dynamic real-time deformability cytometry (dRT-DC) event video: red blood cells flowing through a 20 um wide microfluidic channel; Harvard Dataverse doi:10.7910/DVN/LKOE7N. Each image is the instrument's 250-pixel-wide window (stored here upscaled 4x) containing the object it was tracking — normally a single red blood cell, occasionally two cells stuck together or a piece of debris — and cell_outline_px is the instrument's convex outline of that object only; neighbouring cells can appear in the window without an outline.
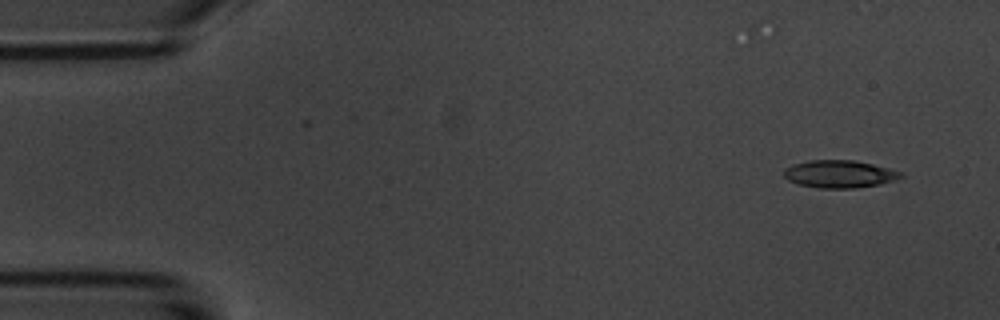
{"species": "common noctule bat (a hibernating species)", "species_latin": "Nyctalus noctula", "temperature_condition": "room temperature", "stored_images_in_passage": 12, "camera_frame_rate_fps": 3000, "um_per_image_px": 0.085, "animal": {"sex": "male", "body_mass_g": 20.1, "forearm_length_mm": 53.5}, "frame": {"image": 1, "passage_image": 1, "time_ms": 0.0, "image_size_px": [1000, 320], "cell_outline_px": [[904, 176], [880, 184], [856, 188], [820, 188], [800, 184], [788, 180], [784, 176], [784, 168], [792, 164], [808, 160], [852, 160], [872, 164], [888, 168], [900, 172]], "centroid_in_image_um": [71.31, 14.78], "position_along_channel_um": 13.7, "area_um2": 18.61}}
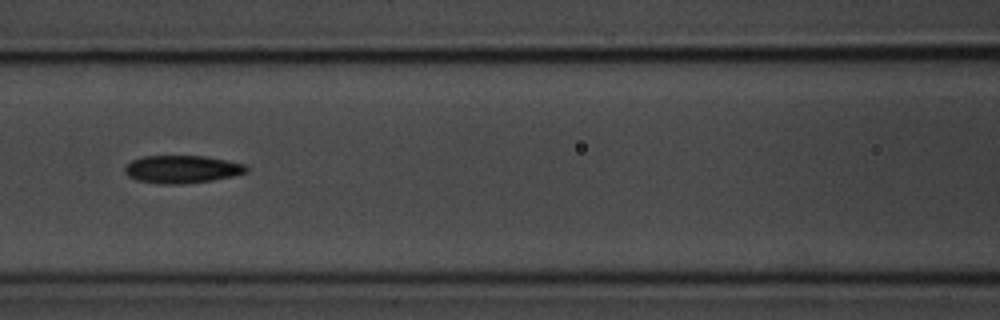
{"frame": {"image": 2, "passage_image": 6, "time_ms": 6.667, "image_size_px": [1000, 320], "cell_outline_px": [[248, 172], [232, 176], [212, 180], [180, 184], [160, 184], [136, 180], [128, 176], [124, 172], [124, 168], [132, 160], [144, 156], [204, 156], [244, 164], [248, 168]], "centroid_in_image_um": [15.44, 14.39], "position_along_channel_um": 151.2, "area_um2": 19.54}}
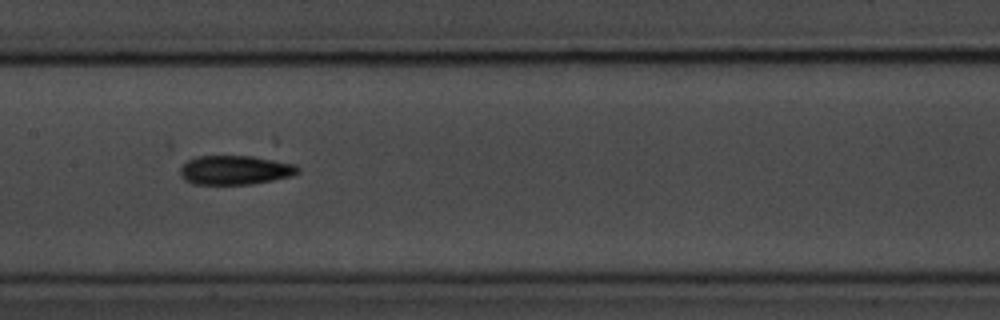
{"frame": {"image": 3, "passage_image": 7, "time_ms": 7.667, "image_size_px": [1000, 320], "cell_outline_px": [[300, 172], [292, 176], [252, 184], [192, 184], [184, 180], [180, 176], [180, 168], [188, 160], [196, 156], [252, 156], [296, 164], [300, 168]], "centroid_in_image_um": [19.98, 14.46], "position_along_channel_um": 187.4, "area_um2": 20.11}, "authors_computed_cell_mechanics": {"area_um2": 19.1318, "velocity_mm_per_s": 3.6341, "shape_relaxation_time_tau1_ms": 1.8239, "shape_relaxation_time_tau2_ms": 3.3498, "deformation_change_tau1": 0.116, "deformation_change_tau2": 0.1136}}